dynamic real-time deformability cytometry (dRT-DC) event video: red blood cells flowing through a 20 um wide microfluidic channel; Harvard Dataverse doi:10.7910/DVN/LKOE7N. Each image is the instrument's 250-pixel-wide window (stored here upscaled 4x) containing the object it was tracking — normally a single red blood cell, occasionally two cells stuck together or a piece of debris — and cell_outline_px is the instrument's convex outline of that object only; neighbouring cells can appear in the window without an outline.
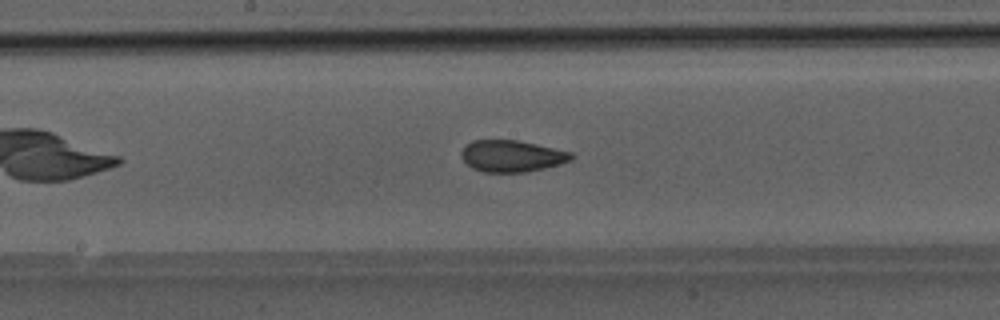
{"species": "Egyptian fruit bat (a non-hibernating species)", "species_latin": "Rousettus aegyptiacus", "temperature_condition": "room temperature", "stored_images_in_passage": 31, "camera_frame_rate_fps": 3000, "um_per_image_px": 0.085, "animal": {"sex": "male"}, "frame": {"image": 1, "passage_image": 14, "time_ms": 4.333, "image_size_px": [1000, 320], "cell_outline_px": [[576, 156], [572, 160], [544, 168], [524, 172], [484, 172], [472, 168], [460, 156], [460, 152], [464, 144], [472, 140], [516, 140], [536, 144], [572, 152]], "centroid_in_image_um": [43.48, 13.25], "position_along_channel_um": 204.7, "area_um2": 20.35}}
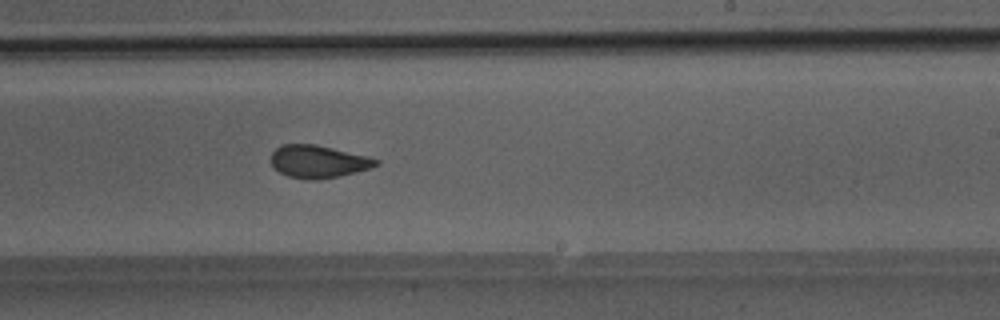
{"frame": {"image": 2, "passage_image": 18, "time_ms": 5.667, "image_size_px": [1000, 320], "cell_outline_px": [[380, 164], [372, 168], [340, 176], [316, 180], [312, 180], [288, 176], [272, 168], [272, 152], [276, 148], [284, 144], [316, 144], [368, 156], [380, 160]], "centroid_in_image_um": [27.08, 13.73], "position_along_channel_um": 261.9, "area_um2": 20.06}}